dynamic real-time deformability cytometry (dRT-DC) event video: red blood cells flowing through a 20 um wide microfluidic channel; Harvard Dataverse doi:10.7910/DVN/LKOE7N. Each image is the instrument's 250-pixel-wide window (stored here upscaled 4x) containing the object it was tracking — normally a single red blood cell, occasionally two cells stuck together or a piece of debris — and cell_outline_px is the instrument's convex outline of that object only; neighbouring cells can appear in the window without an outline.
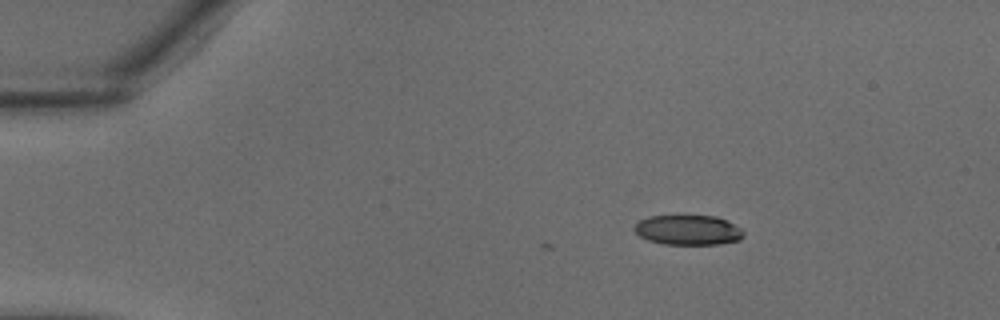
{"species": "common noctule bat (a hibernating species)", "species_latin": "Nyctalus noctula", "temperature_condition": "warm", "stored_images_in_passage": 3, "camera_frame_rate_fps": 3000, "um_per_image_px": 0.085, "animal": {"sex": "male", "body_mass_g": 18.8}, "frame": {"image": 1, "passage_image": 1, "time_ms": 0.0, "image_size_px": [1000, 320], "cell_outline_px": [[744, 236], [740, 240], [720, 244], [664, 244], [648, 240], [640, 236], [632, 228], [640, 220], [648, 216], [716, 216], [728, 220], [740, 228], [744, 232]], "centroid_in_image_um": [58.51, 19.55], "position_along_channel_um": 26.5, "area_um2": 19.07}}